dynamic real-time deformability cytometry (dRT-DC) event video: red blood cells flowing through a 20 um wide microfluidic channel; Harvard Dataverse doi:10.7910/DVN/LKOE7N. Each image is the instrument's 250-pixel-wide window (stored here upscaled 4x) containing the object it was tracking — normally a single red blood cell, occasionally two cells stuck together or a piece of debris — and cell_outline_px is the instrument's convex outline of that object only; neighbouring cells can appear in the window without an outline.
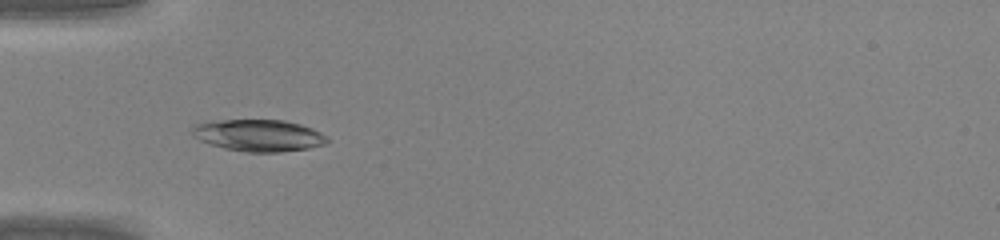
{"species": "common noctule bat (a hibernating species)", "species_latin": "Nyctalus noctula", "temperature_condition": "warm", "stored_images_in_passage": 42, "camera_frame_rate_fps": 3000, "um_per_image_px": 0.085, "animal": {"sex": "male", "body_mass_g": 20.0, "forearm_length_mm": 53.3}, "frame": {"image": 1, "passage_image": 12, "time_ms": 3.667, "image_size_px": [1000, 240], "cell_outline_px": [[328, 140], [324, 144], [308, 148], [280, 152], [244, 152], [224, 148], [200, 140], [192, 136], [192, 128], [196, 124], [212, 120], [284, 120], [300, 124], [312, 128], [328, 136]], "centroid_in_image_um": [21.98, 11.5], "position_along_channel_um": 63.0, "area_um2": 25.03}}
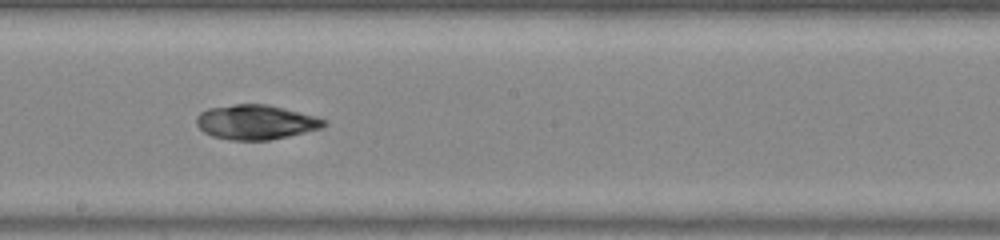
{"frame": {"image": 2, "passage_image": 23, "time_ms": 7.333, "image_size_px": [1000, 240], "cell_outline_px": [[328, 124], [320, 128], [288, 136], [268, 140], [232, 140], [212, 136], [204, 132], [196, 124], [196, 116], [200, 112], [208, 108], [236, 104], [268, 104], [316, 116], [328, 120]], "centroid_in_image_um": [21.74, 10.37], "position_along_channel_um": 226.5, "area_um2": 25.72}}
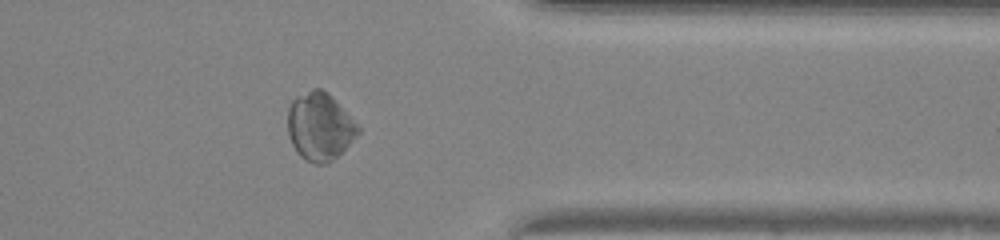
{"frame": {"image": 3, "passage_image": 34, "time_ms": 11.0, "image_size_px": [1000, 240], "cell_outline_px": [[360, 132], [328, 164], [312, 164], [300, 156], [296, 152], [288, 136], [288, 108], [292, 100], [296, 96], [312, 88], [320, 88], [328, 92], [360, 128]], "centroid_in_image_um": [27.14, 10.75], "position_along_channel_um": 384.3, "area_um2": 27.63}}